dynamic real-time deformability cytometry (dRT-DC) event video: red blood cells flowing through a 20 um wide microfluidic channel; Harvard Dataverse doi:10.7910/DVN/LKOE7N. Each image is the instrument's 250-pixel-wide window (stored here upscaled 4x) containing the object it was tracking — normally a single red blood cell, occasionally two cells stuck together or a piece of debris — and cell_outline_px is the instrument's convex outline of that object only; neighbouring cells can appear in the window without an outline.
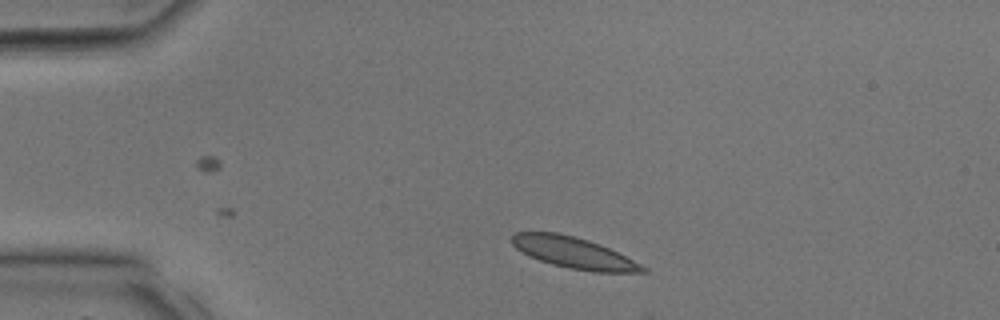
{"species": "common noctule bat (a hibernating species)", "species_latin": "Nyctalus noctula", "temperature_condition": "room temperature", "stored_images_in_passage": 3, "camera_frame_rate_fps": 3000, "um_per_image_px": 0.085, "animal": {"sex": "male", "body_mass_g": 17.9, "forearm_length_mm": 54.2}, "frame": {"image": 1, "passage_image": 1, "time_ms": 0.0, "image_size_px": [1000, 320], "cell_outline_px": [[648, 272], [592, 272], [568, 268], [552, 264], [528, 256], [516, 248], [512, 244], [512, 232], [556, 232], [588, 240], [600, 244], [648, 268]], "centroid_in_image_um": [48.74, 21.49], "position_along_channel_um": 36.3, "area_um2": 23.58}}